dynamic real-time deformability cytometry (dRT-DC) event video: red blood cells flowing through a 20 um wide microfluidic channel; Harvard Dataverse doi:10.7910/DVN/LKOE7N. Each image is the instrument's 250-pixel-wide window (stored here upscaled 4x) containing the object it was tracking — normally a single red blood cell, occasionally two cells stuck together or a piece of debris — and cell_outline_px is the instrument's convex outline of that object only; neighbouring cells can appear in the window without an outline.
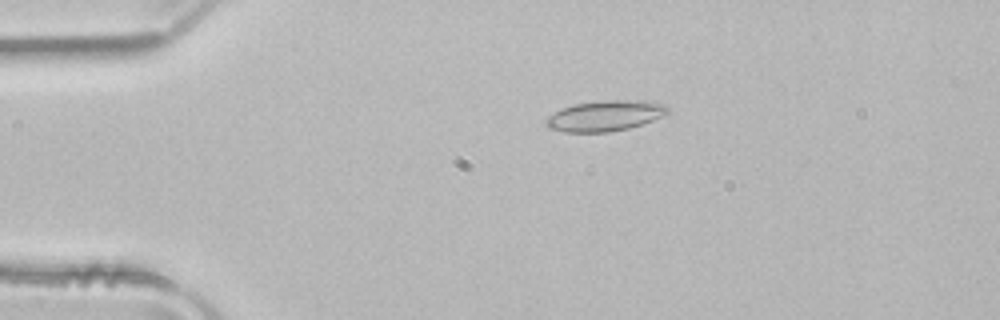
{"species": "common noctule bat (a hibernating species)", "species_latin": "Nyctalus noctula", "temperature_condition": "room temperature", "stored_images_in_passage": 45, "camera_frame_rate_fps": 3000, "um_per_image_px": 0.085, "animal": {"sex": "male", "body_mass_g": 21.5, "forearm_length_mm": 52.0}, "frame": {"image": 1, "passage_image": 4, "time_ms": 1.0, "image_size_px": [1000, 320], "cell_outline_px": [[668, 112], [664, 116], [628, 128], [608, 132], [564, 132], [548, 128], [544, 124], [544, 120], [548, 116], [560, 108], [576, 104], [604, 100], [628, 100], [664, 104], [668, 108]], "centroid_in_image_um": [51.35, 9.85], "position_along_channel_um": 33.6, "area_um2": 21.5}}
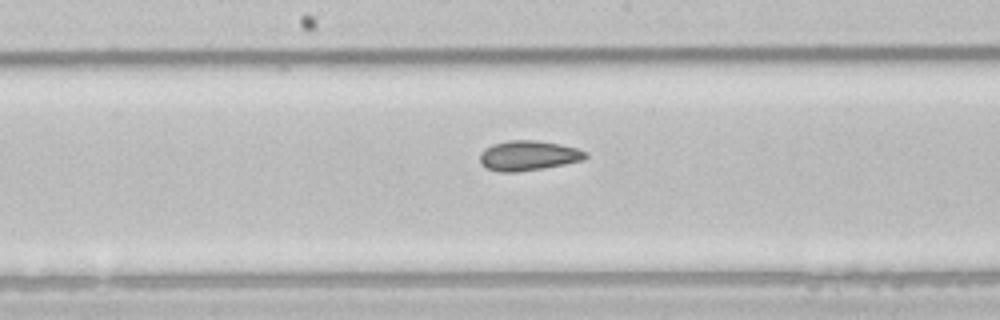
{"frame": {"image": 2, "passage_image": 20, "time_ms": 6.333, "image_size_px": [1000, 320], "cell_outline_px": [[588, 156], [584, 160], [544, 168], [516, 172], [500, 172], [488, 168], [480, 164], [480, 152], [484, 148], [492, 144], [508, 140], [536, 140], [560, 144], [576, 148], [588, 152]], "centroid_in_image_um": [44.9, 13.22], "position_along_channel_um": 203.3, "area_um2": 18.55}}
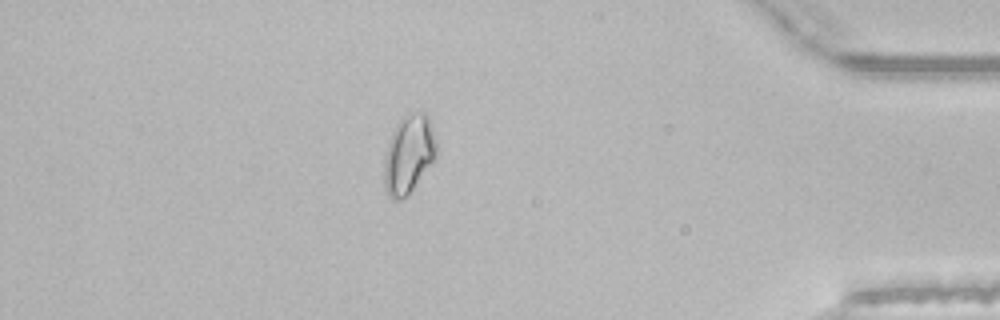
{"frame": {"image": 3, "passage_image": 38, "time_ms": 12.333, "image_size_px": [1000, 320], "cell_outline_px": [[436, 156], [408, 196], [400, 200], [392, 200], [388, 196], [384, 188], [384, 156], [392, 132], [396, 124], [408, 112], [428, 112], [432, 124], [436, 140]], "centroid_in_image_um": [34.73, 13.1], "position_along_channel_um": 400.5, "area_um2": 24.22}, "authors_computed_cell_mechanics": {"area_um2": 19.2474, "velocity_mm_per_s": 3.9729, "shape_relaxation_time_tau1_ms": null, "shape_relaxation_time_tau2_ms": 3.5832, "deformation_change_tau1": null, "deformation_change_tau2": 0.0769}}